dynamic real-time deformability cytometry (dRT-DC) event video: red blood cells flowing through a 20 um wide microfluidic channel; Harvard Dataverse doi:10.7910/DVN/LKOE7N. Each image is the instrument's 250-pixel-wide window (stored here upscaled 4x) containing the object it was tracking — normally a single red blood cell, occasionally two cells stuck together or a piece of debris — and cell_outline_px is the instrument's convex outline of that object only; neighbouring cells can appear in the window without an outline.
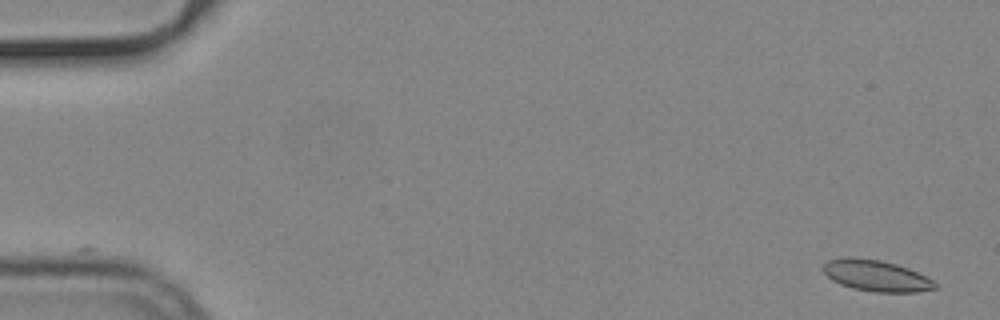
{"species": "common noctule bat (a hibernating species)", "species_latin": "Nyctalus noctula", "temperature_condition": "cold", "stored_images_in_passage": 44, "camera_frame_rate_fps": 3000, "um_per_image_px": 0.085, "animal": {"sex": "male", "body_mass_g": 19.2, "forearm_length_mm": 51.8}, "frame": {"image": 1, "passage_image": 1, "time_ms": 0.0, "image_size_px": [1000, 320], "cell_outline_px": [[940, 288], [916, 292], [876, 292], [852, 288], [840, 284], [832, 280], [820, 268], [828, 260], [848, 256], [852, 256], [880, 260], [896, 264], [908, 268], [940, 284]], "centroid_in_image_um": [74.48, 23.43], "position_along_channel_um": 10.5, "area_um2": 20.52}}
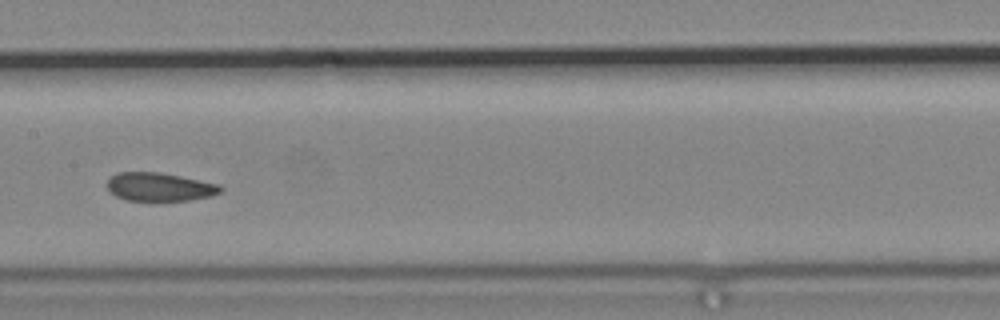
{"frame": {"image": 2, "passage_image": 27, "time_ms": 8.667, "image_size_px": [1000, 320], "cell_outline_px": [[224, 188], [220, 192], [208, 196], [188, 200], [152, 204], [128, 200], [116, 196], [108, 188], [108, 180], [116, 172], [160, 172], [220, 184]], "centroid_in_image_um": [13.56, 15.92], "position_along_channel_um": 193.8, "area_um2": 19.36}}
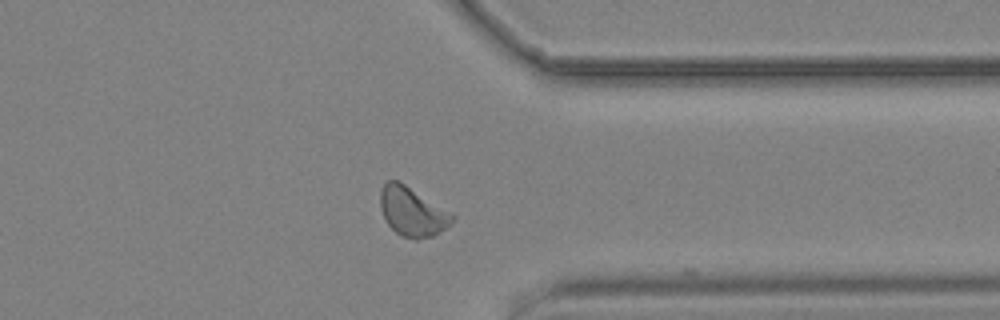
{"frame": {"image": 3, "passage_image": 42, "time_ms": 13.667, "image_size_px": [1000, 320], "cell_outline_px": [[456, 216], [444, 228], [432, 236], [416, 240], [404, 236], [396, 232], [384, 220], [380, 208], [380, 192], [384, 184], [388, 180], [396, 180], [404, 184]], "centroid_in_image_um": [34.99, 17.99], "position_along_channel_um": 376.4, "area_um2": 20.06}}